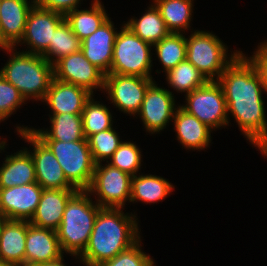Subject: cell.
<instances>
[{"label": "cell", "mask_w": 267, "mask_h": 266, "mask_svg": "<svg viewBox=\"0 0 267 266\" xmlns=\"http://www.w3.org/2000/svg\"><path fill=\"white\" fill-rule=\"evenodd\" d=\"M78 189H43L39 204L29 223L37 227L57 230L69 199Z\"/></svg>", "instance_id": "obj_19"}, {"label": "cell", "mask_w": 267, "mask_h": 266, "mask_svg": "<svg viewBox=\"0 0 267 266\" xmlns=\"http://www.w3.org/2000/svg\"><path fill=\"white\" fill-rule=\"evenodd\" d=\"M51 130L30 129L40 140H59L62 142L86 139L83 133V118L78 114H55L50 117ZM48 130V131H47Z\"/></svg>", "instance_id": "obj_24"}, {"label": "cell", "mask_w": 267, "mask_h": 266, "mask_svg": "<svg viewBox=\"0 0 267 266\" xmlns=\"http://www.w3.org/2000/svg\"><path fill=\"white\" fill-rule=\"evenodd\" d=\"M27 220L0 221V258L11 266H24Z\"/></svg>", "instance_id": "obj_21"}, {"label": "cell", "mask_w": 267, "mask_h": 266, "mask_svg": "<svg viewBox=\"0 0 267 266\" xmlns=\"http://www.w3.org/2000/svg\"><path fill=\"white\" fill-rule=\"evenodd\" d=\"M153 78L131 75L106 74L104 91L108 100L120 111L135 116L139 113L144 95Z\"/></svg>", "instance_id": "obj_11"}, {"label": "cell", "mask_w": 267, "mask_h": 266, "mask_svg": "<svg viewBox=\"0 0 267 266\" xmlns=\"http://www.w3.org/2000/svg\"><path fill=\"white\" fill-rule=\"evenodd\" d=\"M64 259H63V256L56 259V260H53V261H50V262H45V263H41V264H38L36 266H66L64 263H63Z\"/></svg>", "instance_id": "obj_39"}, {"label": "cell", "mask_w": 267, "mask_h": 266, "mask_svg": "<svg viewBox=\"0 0 267 266\" xmlns=\"http://www.w3.org/2000/svg\"><path fill=\"white\" fill-rule=\"evenodd\" d=\"M165 73L186 59V38L182 33H170L153 45Z\"/></svg>", "instance_id": "obj_31"}, {"label": "cell", "mask_w": 267, "mask_h": 266, "mask_svg": "<svg viewBox=\"0 0 267 266\" xmlns=\"http://www.w3.org/2000/svg\"><path fill=\"white\" fill-rule=\"evenodd\" d=\"M80 0H35V5L53 12L63 14L64 16L76 9Z\"/></svg>", "instance_id": "obj_38"}, {"label": "cell", "mask_w": 267, "mask_h": 266, "mask_svg": "<svg viewBox=\"0 0 267 266\" xmlns=\"http://www.w3.org/2000/svg\"><path fill=\"white\" fill-rule=\"evenodd\" d=\"M258 49L250 56L251 62L255 65L258 74L260 75L261 82L264 87V92L267 93V41L257 46Z\"/></svg>", "instance_id": "obj_37"}, {"label": "cell", "mask_w": 267, "mask_h": 266, "mask_svg": "<svg viewBox=\"0 0 267 266\" xmlns=\"http://www.w3.org/2000/svg\"><path fill=\"white\" fill-rule=\"evenodd\" d=\"M58 160L67 180L78 190H87L92 182L95 163L88 140L62 142L41 140Z\"/></svg>", "instance_id": "obj_7"}, {"label": "cell", "mask_w": 267, "mask_h": 266, "mask_svg": "<svg viewBox=\"0 0 267 266\" xmlns=\"http://www.w3.org/2000/svg\"><path fill=\"white\" fill-rule=\"evenodd\" d=\"M43 188L29 183L0 188V215L7 220H30L39 204Z\"/></svg>", "instance_id": "obj_15"}, {"label": "cell", "mask_w": 267, "mask_h": 266, "mask_svg": "<svg viewBox=\"0 0 267 266\" xmlns=\"http://www.w3.org/2000/svg\"><path fill=\"white\" fill-rule=\"evenodd\" d=\"M65 19L63 14L40 8L36 5L30 10L23 38L19 43H26L30 50L25 52L43 55L53 41L54 31Z\"/></svg>", "instance_id": "obj_14"}, {"label": "cell", "mask_w": 267, "mask_h": 266, "mask_svg": "<svg viewBox=\"0 0 267 266\" xmlns=\"http://www.w3.org/2000/svg\"><path fill=\"white\" fill-rule=\"evenodd\" d=\"M141 156L140 149L136 144L123 141L109 159L110 163H107L131 176H135L141 167Z\"/></svg>", "instance_id": "obj_34"}, {"label": "cell", "mask_w": 267, "mask_h": 266, "mask_svg": "<svg viewBox=\"0 0 267 266\" xmlns=\"http://www.w3.org/2000/svg\"><path fill=\"white\" fill-rule=\"evenodd\" d=\"M91 96L92 94L82 87L53 78L43 102L49 105L53 115H82L84 105Z\"/></svg>", "instance_id": "obj_20"}, {"label": "cell", "mask_w": 267, "mask_h": 266, "mask_svg": "<svg viewBox=\"0 0 267 266\" xmlns=\"http://www.w3.org/2000/svg\"><path fill=\"white\" fill-rule=\"evenodd\" d=\"M173 95L171 91L158 87L154 81L148 86L138 113L146 131L159 133L173 120L177 109Z\"/></svg>", "instance_id": "obj_13"}, {"label": "cell", "mask_w": 267, "mask_h": 266, "mask_svg": "<svg viewBox=\"0 0 267 266\" xmlns=\"http://www.w3.org/2000/svg\"><path fill=\"white\" fill-rule=\"evenodd\" d=\"M80 49V39L73 33L70 25L64 19L54 31L53 41L42 56L53 65L60 58L79 52Z\"/></svg>", "instance_id": "obj_29"}, {"label": "cell", "mask_w": 267, "mask_h": 266, "mask_svg": "<svg viewBox=\"0 0 267 266\" xmlns=\"http://www.w3.org/2000/svg\"><path fill=\"white\" fill-rule=\"evenodd\" d=\"M217 81L224 92L227 114L232 113L247 140L267 156L264 87L255 65L241 51Z\"/></svg>", "instance_id": "obj_1"}, {"label": "cell", "mask_w": 267, "mask_h": 266, "mask_svg": "<svg viewBox=\"0 0 267 266\" xmlns=\"http://www.w3.org/2000/svg\"><path fill=\"white\" fill-rule=\"evenodd\" d=\"M15 48L1 47L11 56L0 70V75L14 85L25 100L43 101L54 78L53 65L42 55L17 52Z\"/></svg>", "instance_id": "obj_3"}, {"label": "cell", "mask_w": 267, "mask_h": 266, "mask_svg": "<svg viewBox=\"0 0 267 266\" xmlns=\"http://www.w3.org/2000/svg\"><path fill=\"white\" fill-rule=\"evenodd\" d=\"M6 146V140L0 145V151L4 150Z\"/></svg>", "instance_id": "obj_41"}, {"label": "cell", "mask_w": 267, "mask_h": 266, "mask_svg": "<svg viewBox=\"0 0 267 266\" xmlns=\"http://www.w3.org/2000/svg\"><path fill=\"white\" fill-rule=\"evenodd\" d=\"M0 266H11V265L5 262L2 258H0Z\"/></svg>", "instance_id": "obj_40"}, {"label": "cell", "mask_w": 267, "mask_h": 266, "mask_svg": "<svg viewBox=\"0 0 267 266\" xmlns=\"http://www.w3.org/2000/svg\"><path fill=\"white\" fill-rule=\"evenodd\" d=\"M118 133L112 128L91 135L87 140L91 155L95 164L101 163L102 160L108 162L113 153L123 142L120 140Z\"/></svg>", "instance_id": "obj_33"}, {"label": "cell", "mask_w": 267, "mask_h": 266, "mask_svg": "<svg viewBox=\"0 0 267 266\" xmlns=\"http://www.w3.org/2000/svg\"><path fill=\"white\" fill-rule=\"evenodd\" d=\"M18 134L31 143V157L35 167L36 182L43 189H76L66 178L61 165L50 149L27 127H16Z\"/></svg>", "instance_id": "obj_10"}, {"label": "cell", "mask_w": 267, "mask_h": 266, "mask_svg": "<svg viewBox=\"0 0 267 266\" xmlns=\"http://www.w3.org/2000/svg\"><path fill=\"white\" fill-rule=\"evenodd\" d=\"M185 105L180 106L187 113L197 117L211 129L229 125V115L224 92L218 81L205 85L186 95Z\"/></svg>", "instance_id": "obj_8"}, {"label": "cell", "mask_w": 267, "mask_h": 266, "mask_svg": "<svg viewBox=\"0 0 267 266\" xmlns=\"http://www.w3.org/2000/svg\"><path fill=\"white\" fill-rule=\"evenodd\" d=\"M140 39L152 46L170 34L155 5H150L140 19L131 18L125 23Z\"/></svg>", "instance_id": "obj_27"}, {"label": "cell", "mask_w": 267, "mask_h": 266, "mask_svg": "<svg viewBox=\"0 0 267 266\" xmlns=\"http://www.w3.org/2000/svg\"><path fill=\"white\" fill-rule=\"evenodd\" d=\"M173 120L177 140L184 148L200 151L211 143L212 129L180 106L177 107Z\"/></svg>", "instance_id": "obj_22"}, {"label": "cell", "mask_w": 267, "mask_h": 266, "mask_svg": "<svg viewBox=\"0 0 267 266\" xmlns=\"http://www.w3.org/2000/svg\"><path fill=\"white\" fill-rule=\"evenodd\" d=\"M170 33H183L189 30L193 0H153ZM183 29V30H182Z\"/></svg>", "instance_id": "obj_28"}, {"label": "cell", "mask_w": 267, "mask_h": 266, "mask_svg": "<svg viewBox=\"0 0 267 266\" xmlns=\"http://www.w3.org/2000/svg\"><path fill=\"white\" fill-rule=\"evenodd\" d=\"M25 101L19 90L0 75V122L16 113Z\"/></svg>", "instance_id": "obj_36"}, {"label": "cell", "mask_w": 267, "mask_h": 266, "mask_svg": "<svg viewBox=\"0 0 267 266\" xmlns=\"http://www.w3.org/2000/svg\"><path fill=\"white\" fill-rule=\"evenodd\" d=\"M174 186L166 179L156 175H135L131 179L130 202L156 203L169 195Z\"/></svg>", "instance_id": "obj_26"}, {"label": "cell", "mask_w": 267, "mask_h": 266, "mask_svg": "<svg viewBox=\"0 0 267 266\" xmlns=\"http://www.w3.org/2000/svg\"><path fill=\"white\" fill-rule=\"evenodd\" d=\"M140 248L141 239L128 249L117 254L114 258L101 263L99 266H155L153 259Z\"/></svg>", "instance_id": "obj_35"}, {"label": "cell", "mask_w": 267, "mask_h": 266, "mask_svg": "<svg viewBox=\"0 0 267 266\" xmlns=\"http://www.w3.org/2000/svg\"><path fill=\"white\" fill-rule=\"evenodd\" d=\"M34 182H36L35 167L27 148L5 157L0 167V188H11Z\"/></svg>", "instance_id": "obj_23"}, {"label": "cell", "mask_w": 267, "mask_h": 266, "mask_svg": "<svg viewBox=\"0 0 267 266\" xmlns=\"http://www.w3.org/2000/svg\"><path fill=\"white\" fill-rule=\"evenodd\" d=\"M100 208L87 190H78L69 199L56 230L62 252L75 257L84 252Z\"/></svg>", "instance_id": "obj_4"}, {"label": "cell", "mask_w": 267, "mask_h": 266, "mask_svg": "<svg viewBox=\"0 0 267 266\" xmlns=\"http://www.w3.org/2000/svg\"><path fill=\"white\" fill-rule=\"evenodd\" d=\"M151 44L140 39L129 27L122 25L113 49L111 69L108 74L153 78L151 74Z\"/></svg>", "instance_id": "obj_6"}, {"label": "cell", "mask_w": 267, "mask_h": 266, "mask_svg": "<svg viewBox=\"0 0 267 266\" xmlns=\"http://www.w3.org/2000/svg\"><path fill=\"white\" fill-rule=\"evenodd\" d=\"M114 24L109 18L94 33L81 41V52L86 59L105 75L109 73L116 36Z\"/></svg>", "instance_id": "obj_18"}, {"label": "cell", "mask_w": 267, "mask_h": 266, "mask_svg": "<svg viewBox=\"0 0 267 266\" xmlns=\"http://www.w3.org/2000/svg\"><path fill=\"white\" fill-rule=\"evenodd\" d=\"M136 215L121 208H100L88 245L79 256L85 266H99L128 249L141 237Z\"/></svg>", "instance_id": "obj_2"}, {"label": "cell", "mask_w": 267, "mask_h": 266, "mask_svg": "<svg viewBox=\"0 0 267 266\" xmlns=\"http://www.w3.org/2000/svg\"><path fill=\"white\" fill-rule=\"evenodd\" d=\"M35 0H2L0 4V48L15 47L23 38L28 14Z\"/></svg>", "instance_id": "obj_16"}, {"label": "cell", "mask_w": 267, "mask_h": 266, "mask_svg": "<svg viewBox=\"0 0 267 266\" xmlns=\"http://www.w3.org/2000/svg\"><path fill=\"white\" fill-rule=\"evenodd\" d=\"M54 78L86 89L93 95L94 89L104 90L105 74L79 52L62 57L53 64Z\"/></svg>", "instance_id": "obj_12"}, {"label": "cell", "mask_w": 267, "mask_h": 266, "mask_svg": "<svg viewBox=\"0 0 267 266\" xmlns=\"http://www.w3.org/2000/svg\"><path fill=\"white\" fill-rule=\"evenodd\" d=\"M132 176L122 170L102 163L95 164L93 179L87 191L97 196L101 208H121L131 198ZM93 193V194H92Z\"/></svg>", "instance_id": "obj_9"}, {"label": "cell", "mask_w": 267, "mask_h": 266, "mask_svg": "<svg viewBox=\"0 0 267 266\" xmlns=\"http://www.w3.org/2000/svg\"><path fill=\"white\" fill-rule=\"evenodd\" d=\"M108 19V14L100 0H93L90 10L76 8L65 15V20L80 41L94 33Z\"/></svg>", "instance_id": "obj_25"}, {"label": "cell", "mask_w": 267, "mask_h": 266, "mask_svg": "<svg viewBox=\"0 0 267 266\" xmlns=\"http://www.w3.org/2000/svg\"><path fill=\"white\" fill-rule=\"evenodd\" d=\"M165 74L170 87L177 92H186V95L208 82L204 75L186 59Z\"/></svg>", "instance_id": "obj_30"}, {"label": "cell", "mask_w": 267, "mask_h": 266, "mask_svg": "<svg viewBox=\"0 0 267 266\" xmlns=\"http://www.w3.org/2000/svg\"><path fill=\"white\" fill-rule=\"evenodd\" d=\"M63 254L55 230L37 227L27 220L24 266L50 262Z\"/></svg>", "instance_id": "obj_17"}, {"label": "cell", "mask_w": 267, "mask_h": 266, "mask_svg": "<svg viewBox=\"0 0 267 266\" xmlns=\"http://www.w3.org/2000/svg\"><path fill=\"white\" fill-rule=\"evenodd\" d=\"M93 96L86 101L82 112L83 133L86 139L113 126L112 114L108 107L95 101Z\"/></svg>", "instance_id": "obj_32"}, {"label": "cell", "mask_w": 267, "mask_h": 266, "mask_svg": "<svg viewBox=\"0 0 267 266\" xmlns=\"http://www.w3.org/2000/svg\"><path fill=\"white\" fill-rule=\"evenodd\" d=\"M186 38V60L192 63L208 81H217L240 51L227 55V47L211 32L194 31Z\"/></svg>", "instance_id": "obj_5"}]
</instances>
